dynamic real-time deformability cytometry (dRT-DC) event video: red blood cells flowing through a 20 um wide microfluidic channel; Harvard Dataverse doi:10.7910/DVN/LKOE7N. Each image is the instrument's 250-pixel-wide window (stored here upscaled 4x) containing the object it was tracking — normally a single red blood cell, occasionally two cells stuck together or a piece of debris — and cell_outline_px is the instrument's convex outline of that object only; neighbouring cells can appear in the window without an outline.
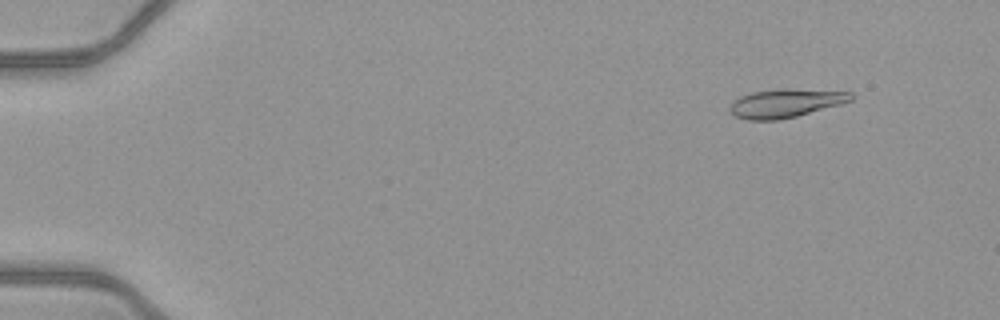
{"species": "common noctule bat (a hibernating species)", "species_latin": "Nyctalus noctula", "temperature_condition": "warm", "stored_images_in_passage": 52, "camera_frame_rate_fps": 3000, "um_per_image_px": 0.085, "animal": {"sex": "female", "body_mass_g": 21.9}, "frame": {"image": 1, "passage_image": 6, "time_ms": 1.667, "image_size_px": [1000, 320], "cell_outline_px": [[856, 96], [852, 100], [840, 104], [796, 116], [780, 120], [748, 120], [736, 116], [728, 108], [732, 100], [740, 96], [752, 92], [776, 88], [788, 88], [852, 92]], "centroid_in_image_um": [66.76, 8.75], "position_along_channel_um": 18.2, "area_um2": 20.35}}
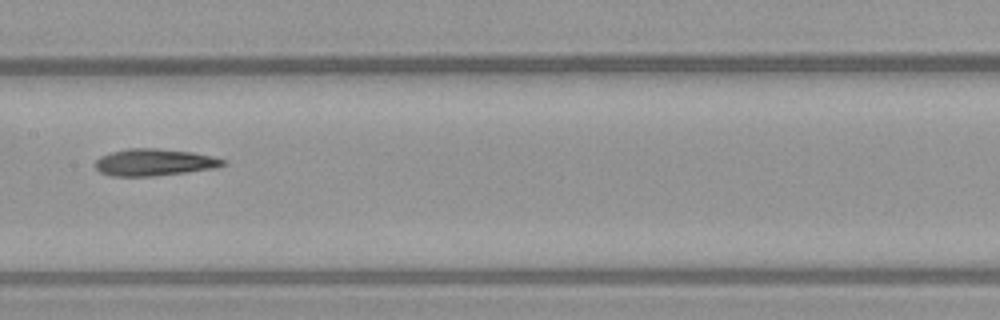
{"frame": {"image": 2, "passage_image": 28, "time_ms": 9.0, "image_size_px": [1000, 320], "cell_outline_px": [[228, 164], [216, 168], [152, 176], [112, 176], [100, 172], [96, 168], [96, 160], [100, 156], [112, 152], [128, 148], [156, 148], [192, 152], [212, 156], [228, 160]], "centroid_in_image_um": [13.15, 13.79], "position_along_channel_um": 194.2, "area_um2": 20.06}}
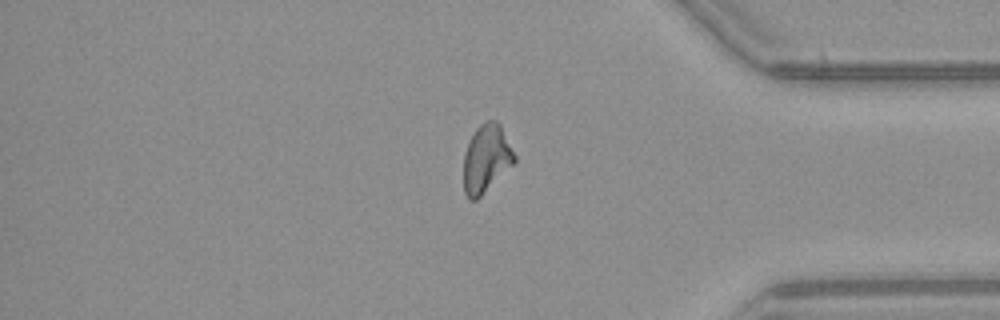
{"frame": {"image": 3, "passage_image": 44, "time_ms": 14.333, "image_size_px": [1000, 320], "cell_outline_px": [[516, 160], [476, 200], [472, 200], [464, 192], [464, 152], [476, 128], [484, 120], [496, 120], [500, 124], [516, 156]], "centroid_in_image_um": [41.32, 13.44], "position_along_channel_um": 393.9, "area_um2": 19.71}, "authors_computed_cell_mechanics": {"area_um2": 19.9988, "velocity_mm_per_s": 4.1029, "shape_relaxation_time_tau1_ms": 11.184, "shape_relaxation_time_tau2_ms": 8.1479, "deformation_change_tau1": 0.2762, "deformation_change_tau2": 0.1774}}